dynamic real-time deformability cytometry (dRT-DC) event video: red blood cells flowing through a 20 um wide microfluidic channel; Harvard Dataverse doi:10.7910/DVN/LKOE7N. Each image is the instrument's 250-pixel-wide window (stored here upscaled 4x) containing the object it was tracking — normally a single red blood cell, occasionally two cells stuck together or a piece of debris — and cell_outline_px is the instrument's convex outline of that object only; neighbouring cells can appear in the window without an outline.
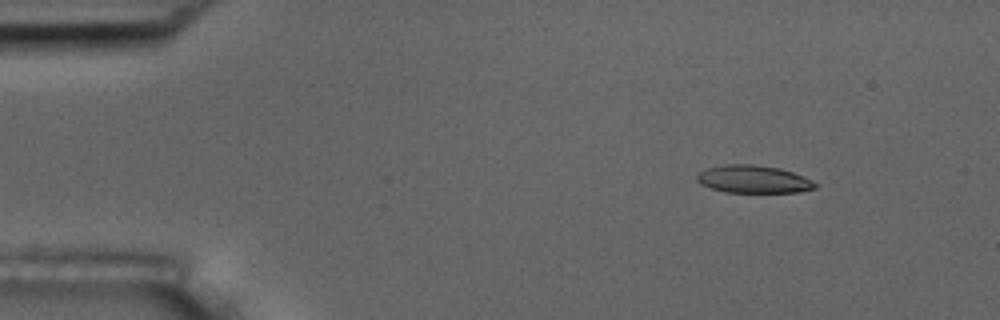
{"species": "common noctule bat (a hibernating species)", "species_latin": "Nyctalus noctula", "temperature_condition": "room temperature", "stored_images_in_passage": 9, "camera_frame_rate_fps": 3000, "um_per_image_px": 0.085, "animal": {"sex": "male", "body_mass_g": 17.5, "forearm_length_mm": 52.3}, "frame": {"image": 1, "passage_image": 2, "time_ms": 0.333, "image_size_px": [1000, 320], "cell_outline_px": [[820, 184], [816, 188], [800, 192], [724, 192], [700, 184], [696, 180], [696, 176], [700, 172], [708, 168], [724, 164], [752, 164], [780, 168], [804, 176]], "centroid_in_image_um": [64.07, 15.23], "position_along_channel_um": 20.9, "area_um2": 19.19}}
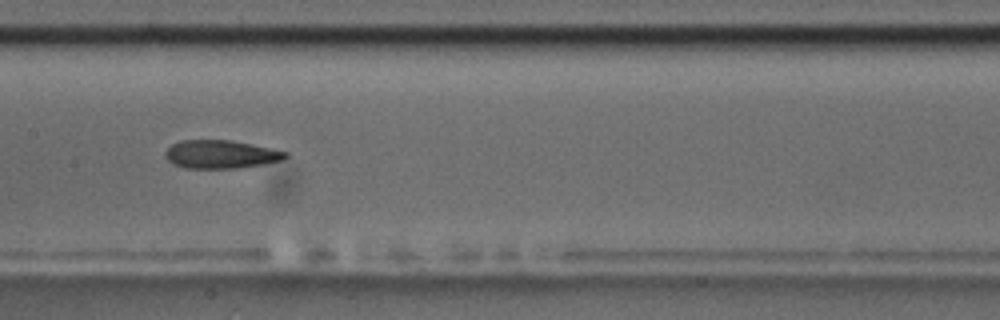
{"frame": {"image": 2, "passage_image": 8, "time_ms": 2.333, "image_size_px": [1000, 320], "cell_outline_px": [[288, 156], [284, 160], [264, 164], [236, 168], [184, 168], [172, 164], [164, 156], [164, 152], [172, 144], [180, 140], [228, 140], [252, 144], [288, 152]], "centroid_in_image_um": [18.75, 13.12], "position_along_channel_um": 188.6, "area_um2": 19.88}}
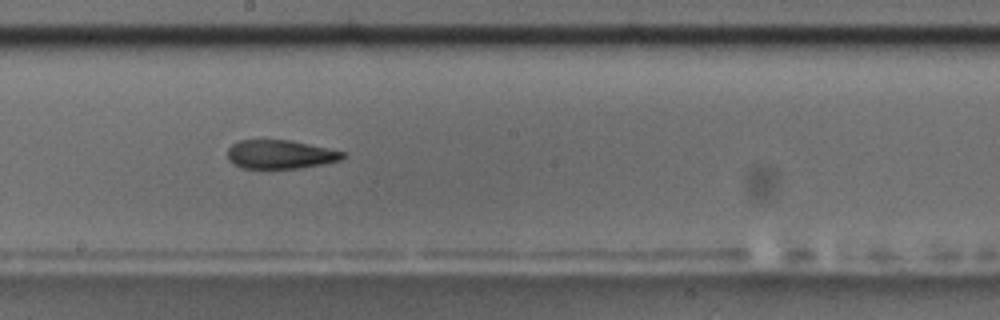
{"frame": {"image": 3, "passage_image": 9, "time_ms": 2.667, "image_size_px": [1000, 320], "cell_outline_px": [[344, 156], [340, 160], [300, 168], [240, 168], [228, 160], [228, 148], [232, 144], [240, 140], [292, 140], [328, 148], [344, 152]], "centroid_in_image_um": [23.79, 13.12], "position_along_channel_um": 224.4, "area_um2": 19.19}}